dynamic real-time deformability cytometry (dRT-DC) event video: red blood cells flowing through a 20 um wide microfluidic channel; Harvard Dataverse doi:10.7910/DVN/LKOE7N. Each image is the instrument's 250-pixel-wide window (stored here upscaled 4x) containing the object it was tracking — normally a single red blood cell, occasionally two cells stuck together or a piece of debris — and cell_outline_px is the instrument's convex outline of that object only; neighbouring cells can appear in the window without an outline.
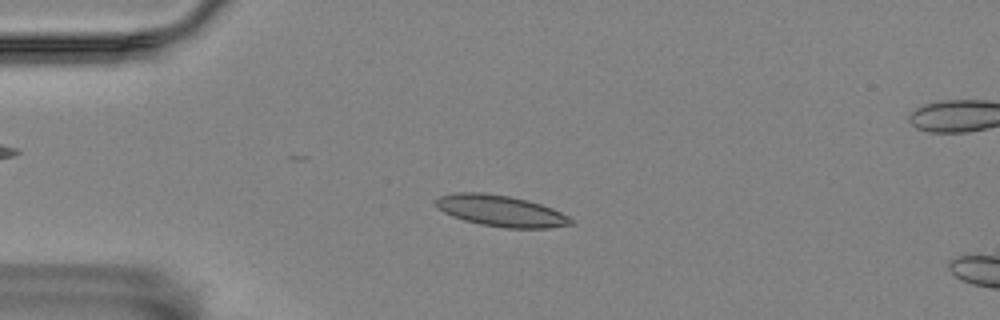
{"species": "Egyptian fruit bat (a non-hibernating species)", "species_latin": "Rousettus aegyptiacus", "temperature_condition": "room temperature", "stored_images_in_passage": 50, "camera_frame_rate_fps": 3000, "um_per_image_px": 0.085, "animal": {"sex": "female"}, "frame": {"image": 1, "passage_image": 13, "time_ms": 4.0, "image_size_px": [1000, 320], "cell_outline_px": [[576, 224], [548, 228], [504, 228], [480, 224], [464, 220], [452, 216], [436, 208], [436, 200], [440, 196], [456, 192], [480, 192], [508, 196], [528, 200], [552, 208], [576, 220]], "centroid_in_image_um": [42.6, 17.93], "position_along_channel_um": 42.4, "area_um2": 24.68}}
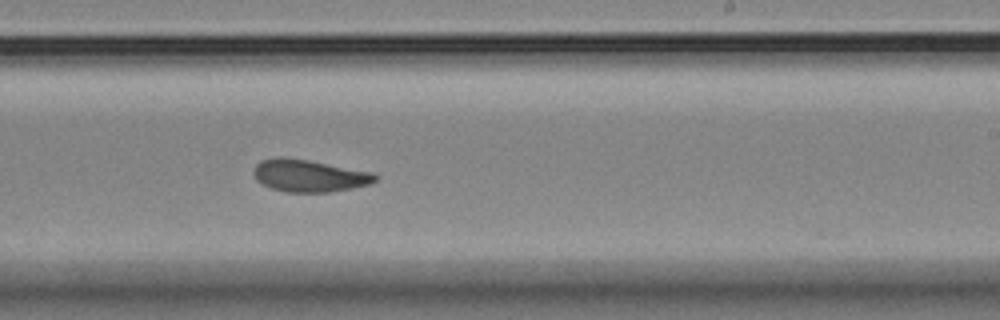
{"frame": {"image": 2, "passage_image": 34, "time_ms": 11.0, "image_size_px": [1000, 320], "cell_outline_px": [[380, 176], [376, 180], [368, 184], [352, 188], [328, 192], [288, 192], [272, 188], [256, 180], [252, 172], [256, 164], [260, 160], [280, 156], [308, 160], [372, 172]], "centroid_in_image_um": [26.26, 14.92], "position_along_channel_um": 262.7, "area_um2": 22.77}}
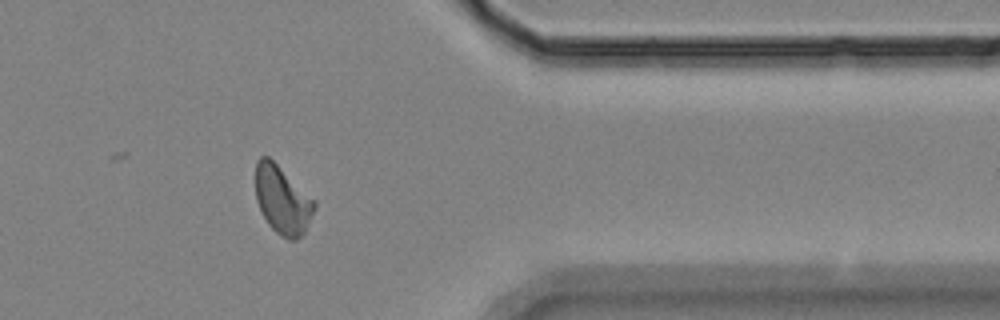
{"frame": {"image": 3, "passage_image": 46, "time_ms": 15.0, "image_size_px": [1000, 320], "cell_outline_px": [[316, 208], [304, 232], [296, 240], [288, 240], [280, 236], [268, 224], [256, 200], [256, 160], [260, 156], [268, 156], [316, 200]], "centroid_in_image_um": [24.02, 17.0], "position_along_channel_um": 387.4, "area_um2": 23.35}}